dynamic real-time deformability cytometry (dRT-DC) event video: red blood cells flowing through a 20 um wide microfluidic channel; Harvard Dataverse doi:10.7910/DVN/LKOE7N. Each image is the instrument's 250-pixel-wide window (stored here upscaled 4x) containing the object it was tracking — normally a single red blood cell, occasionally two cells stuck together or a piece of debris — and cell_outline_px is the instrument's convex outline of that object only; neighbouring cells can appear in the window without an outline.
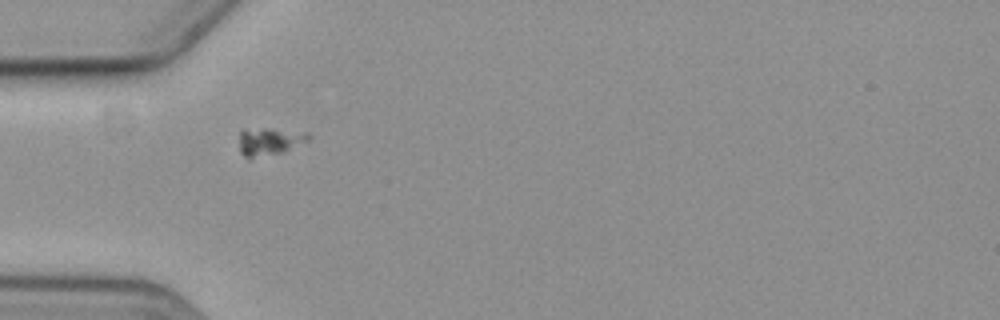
{"species": "common noctule bat (a hibernating species)", "species_latin": "Nyctalus noctula", "temperature_condition": "cold", "stored_images_in_passage": 5, "camera_frame_rate_fps": 3000, "um_per_image_px": 0.085, "animal": {"sex": "female", "body_mass_g": 19.3, "forearm_length_mm": 54.1}, "frame": {"image": 1, "passage_image": 4, "time_ms": 4.333, "image_size_px": [1000, 320], "cell_outline_px": [[312, 136], [308, 140], [284, 152], [248, 160], [240, 152], [240, 132], [244, 128], [264, 128], [308, 132]], "centroid_in_image_um": [22.88, 12.03], "position_along_channel_um": 62.1, "area_um2": 11.44}}